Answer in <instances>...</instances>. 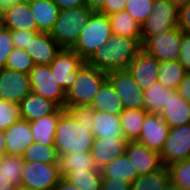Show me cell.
I'll return each instance as SVG.
<instances>
[{
  "label": "cell",
  "mask_w": 190,
  "mask_h": 190,
  "mask_svg": "<svg viewBox=\"0 0 190 190\" xmlns=\"http://www.w3.org/2000/svg\"><path fill=\"white\" fill-rule=\"evenodd\" d=\"M60 116L54 140L59 156L91 151L95 140L92 132L94 109L90 106L65 107Z\"/></svg>",
  "instance_id": "cell-1"
},
{
  "label": "cell",
  "mask_w": 190,
  "mask_h": 190,
  "mask_svg": "<svg viewBox=\"0 0 190 190\" xmlns=\"http://www.w3.org/2000/svg\"><path fill=\"white\" fill-rule=\"evenodd\" d=\"M142 50L138 39L112 34L105 45L97 49L86 60V64L105 73L124 71Z\"/></svg>",
  "instance_id": "cell-2"
},
{
  "label": "cell",
  "mask_w": 190,
  "mask_h": 190,
  "mask_svg": "<svg viewBox=\"0 0 190 190\" xmlns=\"http://www.w3.org/2000/svg\"><path fill=\"white\" fill-rule=\"evenodd\" d=\"M107 81V73L86 63L78 70L73 85L65 93V107L90 106Z\"/></svg>",
  "instance_id": "cell-3"
},
{
  "label": "cell",
  "mask_w": 190,
  "mask_h": 190,
  "mask_svg": "<svg viewBox=\"0 0 190 190\" xmlns=\"http://www.w3.org/2000/svg\"><path fill=\"white\" fill-rule=\"evenodd\" d=\"M93 12L87 6L60 11L49 34L62 48L71 49Z\"/></svg>",
  "instance_id": "cell-4"
},
{
  "label": "cell",
  "mask_w": 190,
  "mask_h": 190,
  "mask_svg": "<svg viewBox=\"0 0 190 190\" xmlns=\"http://www.w3.org/2000/svg\"><path fill=\"white\" fill-rule=\"evenodd\" d=\"M112 34L108 16L98 11L93 12L71 49L86 61L92 53L105 45Z\"/></svg>",
  "instance_id": "cell-5"
},
{
  "label": "cell",
  "mask_w": 190,
  "mask_h": 190,
  "mask_svg": "<svg viewBox=\"0 0 190 190\" xmlns=\"http://www.w3.org/2000/svg\"><path fill=\"white\" fill-rule=\"evenodd\" d=\"M178 12L170 0H155L152 11L141 25L142 45L152 36L176 29Z\"/></svg>",
  "instance_id": "cell-6"
},
{
  "label": "cell",
  "mask_w": 190,
  "mask_h": 190,
  "mask_svg": "<svg viewBox=\"0 0 190 190\" xmlns=\"http://www.w3.org/2000/svg\"><path fill=\"white\" fill-rule=\"evenodd\" d=\"M61 178L59 164L24 161L21 187L28 190H53Z\"/></svg>",
  "instance_id": "cell-7"
},
{
  "label": "cell",
  "mask_w": 190,
  "mask_h": 190,
  "mask_svg": "<svg viewBox=\"0 0 190 190\" xmlns=\"http://www.w3.org/2000/svg\"><path fill=\"white\" fill-rule=\"evenodd\" d=\"M31 92L41 95L65 109V92L55 81L50 65H35L29 72Z\"/></svg>",
  "instance_id": "cell-8"
},
{
  "label": "cell",
  "mask_w": 190,
  "mask_h": 190,
  "mask_svg": "<svg viewBox=\"0 0 190 190\" xmlns=\"http://www.w3.org/2000/svg\"><path fill=\"white\" fill-rule=\"evenodd\" d=\"M107 80L120 97L123 109H144L143 91L127 70L109 72L107 73Z\"/></svg>",
  "instance_id": "cell-9"
},
{
  "label": "cell",
  "mask_w": 190,
  "mask_h": 190,
  "mask_svg": "<svg viewBox=\"0 0 190 190\" xmlns=\"http://www.w3.org/2000/svg\"><path fill=\"white\" fill-rule=\"evenodd\" d=\"M85 63L86 61L72 49L62 48L49 65L55 81L66 93L75 82L78 70Z\"/></svg>",
  "instance_id": "cell-10"
},
{
  "label": "cell",
  "mask_w": 190,
  "mask_h": 190,
  "mask_svg": "<svg viewBox=\"0 0 190 190\" xmlns=\"http://www.w3.org/2000/svg\"><path fill=\"white\" fill-rule=\"evenodd\" d=\"M182 32L177 27L160 35L152 36L143 45L142 50L159 62L178 60Z\"/></svg>",
  "instance_id": "cell-11"
},
{
  "label": "cell",
  "mask_w": 190,
  "mask_h": 190,
  "mask_svg": "<svg viewBox=\"0 0 190 190\" xmlns=\"http://www.w3.org/2000/svg\"><path fill=\"white\" fill-rule=\"evenodd\" d=\"M163 166L190 159V124L171 128L160 153Z\"/></svg>",
  "instance_id": "cell-12"
},
{
  "label": "cell",
  "mask_w": 190,
  "mask_h": 190,
  "mask_svg": "<svg viewBox=\"0 0 190 190\" xmlns=\"http://www.w3.org/2000/svg\"><path fill=\"white\" fill-rule=\"evenodd\" d=\"M31 93L29 74L0 69V99L20 104V102Z\"/></svg>",
  "instance_id": "cell-13"
},
{
  "label": "cell",
  "mask_w": 190,
  "mask_h": 190,
  "mask_svg": "<svg viewBox=\"0 0 190 190\" xmlns=\"http://www.w3.org/2000/svg\"><path fill=\"white\" fill-rule=\"evenodd\" d=\"M159 61L141 50L129 64L127 71L142 91L158 82Z\"/></svg>",
  "instance_id": "cell-14"
},
{
  "label": "cell",
  "mask_w": 190,
  "mask_h": 190,
  "mask_svg": "<svg viewBox=\"0 0 190 190\" xmlns=\"http://www.w3.org/2000/svg\"><path fill=\"white\" fill-rule=\"evenodd\" d=\"M169 130L170 128L162 120L161 115L147 112L140 138L137 141L150 150L161 153L168 138Z\"/></svg>",
  "instance_id": "cell-15"
},
{
  "label": "cell",
  "mask_w": 190,
  "mask_h": 190,
  "mask_svg": "<svg viewBox=\"0 0 190 190\" xmlns=\"http://www.w3.org/2000/svg\"><path fill=\"white\" fill-rule=\"evenodd\" d=\"M125 154L129 157L138 175L154 172L163 167L160 153L150 150L138 141H128Z\"/></svg>",
  "instance_id": "cell-16"
},
{
  "label": "cell",
  "mask_w": 190,
  "mask_h": 190,
  "mask_svg": "<svg viewBox=\"0 0 190 190\" xmlns=\"http://www.w3.org/2000/svg\"><path fill=\"white\" fill-rule=\"evenodd\" d=\"M4 136L6 155L22 156L26 148L34 143L30 124L27 120L22 118L4 130Z\"/></svg>",
  "instance_id": "cell-17"
},
{
  "label": "cell",
  "mask_w": 190,
  "mask_h": 190,
  "mask_svg": "<svg viewBox=\"0 0 190 190\" xmlns=\"http://www.w3.org/2000/svg\"><path fill=\"white\" fill-rule=\"evenodd\" d=\"M62 47L49 33L38 32L25 48L35 65H49Z\"/></svg>",
  "instance_id": "cell-18"
},
{
  "label": "cell",
  "mask_w": 190,
  "mask_h": 190,
  "mask_svg": "<svg viewBox=\"0 0 190 190\" xmlns=\"http://www.w3.org/2000/svg\"><path fill=\"white\" fill-rule=\"evenodd\" d=\"M3 27L9 30H37L28 1L15 3L1 11Z\"/></svg>",
  "instance_id": "cell-19"
},
{
  "label": "cell",
  "mask_w": 190,
  "mask_h": 190,
  "mask_svg": "<svg viewBox=\"0 0 190 190\" xmlns=\"http://www.w3.org/2000/svg\"><path fill=\"white\" fill-rule=\"evenodd\" d=\"M160 115L170 129L190 124V103L172 90Z\"/></svg>",
  "instance_id": "cell-20"
},
{
  "label": "cell",
  "mask_w": 190,
  "mask_h": 190,
  "mask_svg": "<svg viewBox=\"0 0 190 190\" xmlns=\"http://www.w3.org/2000/svg\"><path fill=\"white\" fill-rule=\"evenodd\" d=\"M127 139L95 138L91 147V156L99 170L126 151Z\"/></svg>",
  "instance_id": "cell-21"
},
{
  "label": "cell",
  "mask_w": 190,
  "mask_h": 190,
  "mask_svg": "<svg viewBox=\"0 0 190 190\" xmlns=\"http://www.w3.org/2000/svg\"><path fill=\"white\" fill-rule=\"evenodd\" d=\"M22 119L32 122L54 113L59 106L53 101L31 92L19 104Z\"/></svg>",
  "instance_id": "cell-22"
},
{
  "label": "cell",
  "mask_w": 190,
  "mask_h": 190,
  "mask_svg": "<svg viewBox=\"0 0 190 190\" xmlns=\"http://www.w3.org/2000/svg\"><path fill=\"white\" fill-rule=\"evenodd\" d=\"M65 111V109L59 107L54 113L29 122L35 143L54 146L57 123Z\"/></svg>",
  "instance_id": "cell-23"
},
{
  "label": "cell",
  "mask_w": 190,
  "mask_h": 190,
  "mask_svg": "<svg viewBox=\"0 0 190 190\" xmlns=\"http://www.w3.org/2000/svg\"><path fill=\"white\" fill-rule=\"evenodd\" d=\"M92 124V132L95 138L126 139L123 136L120 115L118 114L94 110Z\"/></svg>",
  "instance_id": "cell-24"
},
{
  "label": "cell",
  "mask_w": 190,
  "mask_h": 190,
  "mask_svg": "<svg viewBox=\"0 0 190 190\" xmlns=\"http://www.w3.org/2000/svg\"><path fill=\"white\" fill-rule=\"evenodd\" d=\"M37 24V31L50 33L58 19L59 8L54 2L45 0H27Z\"/></svg>",
  "instance_id": "cell-25"
},
{
  "label": "cell",
  "mask_w": 190,
  "mask_h": 190,
  "mask_svg": "<svg viewBox=\"0 0 190 190\" xmlns=\"http://www.w3.org/2000/svg\"><path fill=\"white\" fill-rule=\"evenodd\" d=\"M59 168L62 178L74 171L99 170L90 151L59 156Z\"/></svg>",
  "instance_id": "cell-26"
},
{
  "label": "cell",
  "mask_w": 190,
  "mask_h": 190,
  "mask_svg": "<svg viewBox=\"0 0 190 190\" xmlns=\"http://www.w3.org/2000/svg\"><path fill=\"white\" fill-rule=\"evenodd\" d=\"M112 33L138 39L142 44L141 25L125 10L108 16Z\"/></svg>",
  "instance_id": "cell-27"
},
{
  "label": "cell",
  "mask_w": 190,
  "mask_h": 190,
  "mask_svg": "<svg viewBox=\"0 0 190 190\" xmlns=\"http://www.w3.org/2000/svg\"><path fill=\"white\" fill-rule=\"evenodd\" d=\"M101 174L104 179H122L129 183H132L139 176L125 153L103 167Z\"/></svg>",
  "instance_id": "cell-28"
},
{
  "label": "cell",
  "mask_w": 190,
  "mask_h": 190,
  "mask_svg": "<svg viewBox=\"0 0 190 190\" xmlns=\"http://www.w3.org/2000/svg\"><path fill=\"white\" fill-rule=\"evenodd\" d=\"M90 107L95 111L109 112L118 115L124 110L120 97L108 80L102 85Z\"/></svg>",
  "instance_id": "cell-29"
},
{
  "label": "cell",
  "mask_w": 190,
  "mask_h": 190,
  "mask_svg": "<svg viewBox=\"0 0 190 190\" xmlns=\"http://www.w3.org/2000/svg\"><path fill=\"white\" fill-rule=\"evenodd\" d=\"M146 113L144 109H124L121 112V128L128 141H137L140 138Z\"/></svg>",
  "instance_id": "cell-30"
},
{
  "label": "cell",
  "mask_w": 190,
  "mask_h": 190,
  "mask_svg": "<svg viewBox=\"0 0 190 190\" xmlns=\"http://www.w3.org/2000/svg\"><path fill=\"white\" fill-rule=\"evenodd\" d=\"M186 73V69L178 60L159 62L157 79L165 87L176 90Z\"/></svg>",
  "instance_id": "cell-31"
},
{
  "label": "cell",
  "mask_w": 190,
  "mask_h": 190,
  "mask_svg": "<svg viewBox=\"0 0 190 190\" xmlns=\"http://www.w3.org/2000/svg\"><path fill=\"white\" fill-rule=\"evenodd\" d=\"M173 89L165 87L163 84L156 82L151 87L143 91L144 110L148 113L161 114L163 106H166L168 94Z\"/></svg>",
  "instance_id": "cell-32"
},
{
  "label": "cell",
  "mask_w": 190,
  "mask_h": 190,
  "mask_svg": "<svg viewBox=\"0 0 190 190\" xmlns=\"http://www.w3.org/2000/svg\"><path fill=\"white\" fill-rule=\"evenodd\" d=\"M169 180L168 169L163 166L157 171L139 175L131 186L132 190H163Z\"/></svg>",
  "instance_id": "cell-33"
},
{
  "label": "cell",
  "mask_w": 190,
  "mask_h": 190,
  "mask_svg": "<svg viewBox=\"0 0 190 190\" xmlns=\"http://www.w3.org/2000/svg\"><path fill=\"white\" fill-rule=\"evenodd\" d=\"M79 190H101L103 177L101 170H85L71 172L64 177Z\"/></svg>",
  "instance_id": "cell-34"
},
{
  "label": "cell",
  "mask_w": 190,
  "mask_h": 190,
  "mask_svg": "<svg viewBox=\"0 0 190 190\" xmlns=\"http://www.w3.org/2000/svg\"><path fill=\"white\" fill-rule=\"evenodd\" d=\"M22 159L29 162L59 164V155L54 146L33 143L22 154Z\"/></svg>",
  "instance_id": "cell-35"
},
{
  "label": "cell",
  "mask_w": 190,
  "mask_h": 190,
  "mask_svg": "<svg viewBox=\"0 0 190 190\" xmlns=\"http://www.w3.org/2000/svg\"><path fill=\"white\" fill-rule=\"evenodd\" d=\"M23 163L21 156L4 154L0 157V174L16 187L21 186Z\"/></svg>",
  "instance_id": "cell-36"
},
{
  "label": "cell",
  "mask_w": 190,
  "mask_h": 190,
  "mask_svg": "<svg viewBox=\"0 0 190 190\" xmlns=\"http://www.w3.org/2000/svg\"><path fill=\"white\" fill-rule=\"evenodd\" d=\"M167 169L172 182L184 190H190V159L175 162Z\"/></svg>",
  "instance_id": "cell-37"
},
{
  "label": "cell",
  "mask_w": 190,
  "mask_h": 190,
  "mask_svg": "<svg viewBox=\"0 0 190 190\" xmlns=\"http://www.w3.org/2000/svg\"><path fill=\"white\" fill-rule=\"evenodd\" d=\"M34 66L35 63L25 49L14 47L8 56L5 68L29 74Z\"/></svg>",
  "instance_id": "cell-38"
},
{
  "label": "cell",
  "mask_w": 190,
  "mask_h": 190,
  "mask_svg": "<svg viewBox=\"0 0 190 190\" xmlns=\"http://www.w3.org/2000/svg\"><path fill=\"white\" fill-rule=\"evenodd\" d=\"M155 0H127L125 11L142 25L148 18Z\"/></svg>",
  "instance_id": "cell-39"
},
{
  "label": "cell",
  "mask_w": 190,
  "mask_h": 190,
  "mask_svg": "<svg viewBox=\"0 0 190 190\" xmlns=\"http://www.w3.org/2000/svg\"><path fill=\"white\" fill-rule=\"evenodd\" d=\"M21 118L19 104L0 99V130H6Z\"/></svg>",
  "instance_id": "cell-40"
},
{
  "label": "cell",
  "mask_w": 190,
  "mask_h": 190,
  "mask_svg": "<svg viewBox=\"0 0 190 190\" xmlns=\"http://www.w3.org/2000/svg\"><path fill=\"white\" fill-rule=\"evenodd\" d=\"M13 48L11 30L2 27L0 29V69L5 68L8 56Z\"/></svg>",
  "instance_id": "cell-41"
},
{
  "label": "cell",
  "mask_w": 190,
  "mask_h": 190,
  "mask_svg": "<svg viewBox=\"0 0 190 190\" xmlns=\"http://www.w3.org/2000/svg\"><path fill=\"white\" fill-rule=\"evenodd\" d=\"M37 33V30H11L13 47L25 49Z\"/></svg>",
  "instance_id": "cell-42"
},
{
  "label": "cell",
  "mask_w": 190,
  "mask_h": 190,
  "mask_svg": "<svg viewBox=\"0 0 190 190\" xmlns=\"http://www.w3.org/2000/svg\"><path fill=\"white\" fill-rule=\"evenodd\" d=\"M178 61L190 72V34L182 33Z\"/></svg>",
  "instance_id": "cell-43"
},
{
  "label": "cell",
  "mask_w": 190,
  "mask_h": 190,
  "mask_svg": "<svg viewBox=\"0 0 190 190\" xmlns=\"http://www.w3.org/2000/svg\"><path fill=\"white\" fill-rule=\"evenodd\" d=\"M126 4L127 0H105L102 8L98 12L110 16L125 10Z\"/></svg>",
  "instance_id": "cell-44"
},
{
  "label": "cell",
  "mask_w": 190,
  "mask_h": 190,
  "mask_svg": "<svg viewBox=\"0 0 190 190\" xmlns=\"http://www.w3.org/2000/svg\"><path fill=\"white\" fill-rule=\"evenodd\" d=\"M178 28L182 33L190 34V1L179 8Z\"/></svg>",
  "instance_id": "cell-45"
},
{
  "label": "cell",
  "mask_w": 190,
  "mask_h": 190,
  "mask_svg": "<svg viewBox=\"0 0 190 190\" xmlns=\"http://www.w3.org/2000/svg\"><path fill=\"white\" fill-rule=\"evenodd\" d=\"M101 190H132L131 183L124 180L104 179L101 183Z\"/></svg>",
  "instance_id": "cell-46"
},
{
  "label": "cell",
  "mask_w": 190,
  "mask_h": 190,
  "mask_svg": "<svg viewBox=\"0 0 190 190\" xmlns=\"http://www.w3.org/2000/svg\"><path fill=\"white\" fill-rule=\"evenodd\" d=\"M176 92L190 103V72H187L183 81L179 84Z\"/></svg>",
  "instance_id": "cell-47"
},
{
  "label": "cell",
  "mask_w": 190,
  "mask_h": 190,
  "mask_svg": "<svg viewBox=\"0 0 190 190\" xmlns=\"http://www.w3.org/2000/svg\"><path fill=\"white\" fill-rule=\"evenodd\" d=\"M54 3L60 11L86 6L85 0H55Z\"/></svg>",
  "instance_id": "cell-48"
},
{
  "label": "cell",
  "mask_w": 190,
  "mask_h": 190,
  "mask_svg": "<svg viewBox=\"0 0 190 190\" xmlns=\"http://www.w3.org/2000/svg\"><path fill=\"white\" fill-rule=\"evenodd\" d=\"M105 0H85V5L94 12L99 11Z\"/></svg>",
  "instance_id": "cell-49"
},
{
  "label": "cell",
  "mask_w": 190,
  "mask_h": 190,
  "mask_svg": "<svg viewBox=\"0 0 190 190\" xmlns=\"http://www.w3.org/2000/svg\"><path fill=\"white\" fill-rule=\"evenodd\" d=\"M53 190H79L77 187L69 183L64 178H61L59 183L55 186Z\"/></svg>",
  "instance_id": "cell-50"
},
{
  "label": "cell",
  "mask_w": 190,
  "mask_h": 190,
  "mask_svg": "<svg viewBox=\"0 0 190 190\" xmlns=\"http://www.w3.org/2000/svg\"><path fill=\"white\" fill-rule=\"evenodd\" d=\"M16 186L0 174V190H15Z\"/></svg>",
  "instance_id": "cell-51"
},
{
  "label": "cell",
  "mask_w": 190,
  "mask_h": 190,
  "mask_svg": "<svg viewBox=\"0 0 190 190\" xmlns=\"http://www.w3.org/2000/svg\"><path fill=\"white\" fill-rule=\"evenodd\" d=\"M27 0H0V11H2L4 8L11 6L15 3L24 2Z\"/></svg>",
  "instance_id": "cell-52"
},
{
  "label": "cell",
  "mask_w": 190,
  "mask_h": 190,
  "mask_svg": "<svg viewBox=\"0 0 190 190\" xmlns=\"http://www.w3.org/2000/svg\"><path fill=\"white\" fill-rule=\"evenodd\" d=\"M5 136H4V131L0 130V157L5 154Z\"/></svg>",
  "instance_id": "cell-53"
},
{
  "label": "cell",
  "mask_w": 190,
  "mask_h": 190,
  "mask_svg": "<svg viewBox=\"0 0 190 190\" xmlns=\"http://www.w3.org/2000/svg\"><path fill=\"white\" fill-rule=\"evenodd\" d=\"M163 190H184L180 188L178 185H176L174 182L169 180L167 184L165 185V188Z\"/></svg>",
  "instance_id": "cell-54"
},
{
  "label": "cell",
  "mask_w": 190,
  "mask_h": 190,
  "mask_svg": "<svg viewBox=\"0 0 190 190\" xmlns=\"http://www.w3.org/2000/svg\"><path fill=\"white\" fill-rule=\"evenodd\" d=\"M178 9L185 6L190 0H170Z\"/></svg>",
  "instance_id": "cell-55"
},
{
  "label": "cell",
  "mask_w": 190,
  "mask_h": 190,
  "mask_svg": "<svg viewBox=\"0 0 190 190\" xmlns=\"http://www.w3.org/2000/svg\"><path fill=\"white\" fill-rule=\"evenodd\" d=\"M3 27V23H2V15H1V11H0V29Z\"/></svg>",
  "instance_id": "cell-56"
},
{
  "label": "cell",
  "mask_w": 190,
  "mask_h": 190,
  "mask_svg": "<svg viewBox=\"0 0 190 190\" xmlns=\"http://www.w3.org/2000/svg\"><path fill=\"white\" fill-rule=\"evenodd\" d=\"M15 190H28V189L27 188H23L21 186H18V187L15 188Z\"/></svg>",
  "instance_id": "cell-57"
}]
</instances>
